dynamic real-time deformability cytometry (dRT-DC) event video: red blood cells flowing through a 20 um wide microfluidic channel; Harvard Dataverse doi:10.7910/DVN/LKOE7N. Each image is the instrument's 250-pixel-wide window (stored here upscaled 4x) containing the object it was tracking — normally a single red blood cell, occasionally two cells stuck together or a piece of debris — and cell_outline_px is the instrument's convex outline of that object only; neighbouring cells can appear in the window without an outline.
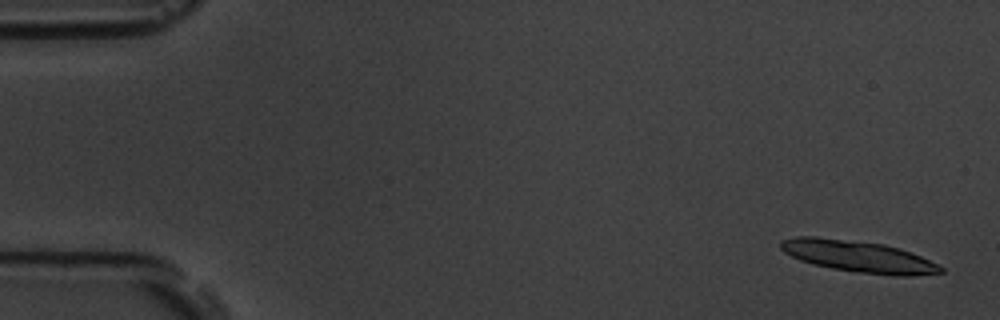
{"species": "common noctule bat (a hibernating species)", "species_latin": "Nyctalus noctula", "temperature_condition": "room temperature", "stored_images_in_passage": 6, "camera_frame_rate_fps": 3000, "um_per_image_px": 0.085, "animal": {"sex": "male", "body_mass_g": 19.5, "forearm_length_mm": 54.6}, "frame": {"image": 1, "passage_image": 1, "time_ms": 0.0, "image_size_px": [1000, 320], "cell_outline_px": [[944, 272], [912, 276], [896, 276], [852, 272], [812, 264], [800, 260], [784, 252], [780, 248], [780, 240], [796, 236], [816, 236], [884, 244], [900, 248], [912, 252], [940, 264], [944, 268]], "centroid_in_image_um": [72.99, 21.8], "position_along_channel_um": 12.0, "area_um2": 29.82}}
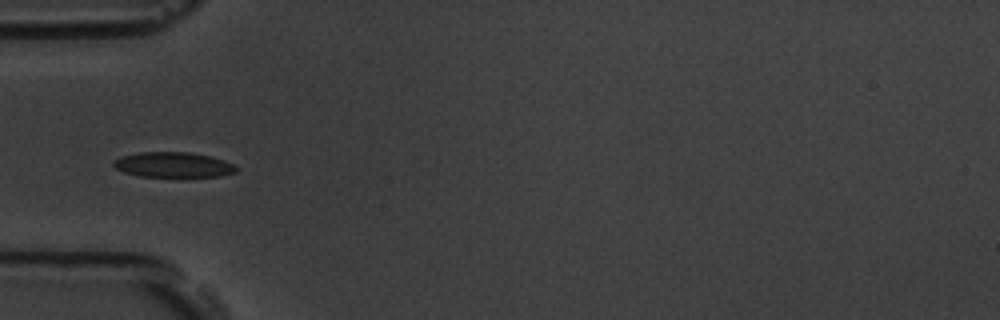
{"frame": {"image": 2, "passage_image": 6, "time_ms": 5.667, "image_size_px": [1000, 320], "cell_outline_px": [[236, 172], [220, 176], [140, 176], [124, 172], [116, 168], [112, 164], [112, 160], [124, 156], [140, 152], [188, 152], [208, 156], [224, 160], [232, 164], [236, 168]], "centroid_in_image_um": [14.69, 14.0], "position_along_channel_um": 70.3, "area_um2": 17.69}}